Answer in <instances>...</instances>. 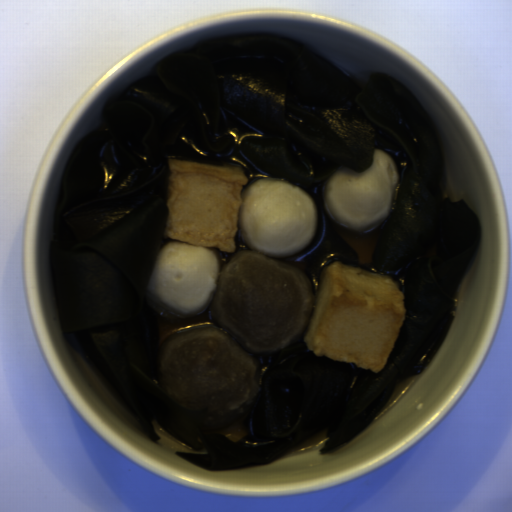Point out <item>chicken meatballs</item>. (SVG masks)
<instances>
[{
	"instance_id": "obj_1",
	"label": "chicken meatballs",
	"mask_w": 512,
	"mask_h": 512,
	"mask_svg": "<svg viewBox=\"0 0 512 512\" xmlns=\"http://www.w3.org/2000/svg\"><path fill=\"white\" fill-rule=\"evenodd\" d=\"M316 290L308 271L248 250L222 264L210 315L214 322L165 339L159 388L184 409L227 415L260 388V357L306 329Z\"/></svg>"
}]
</instances>
